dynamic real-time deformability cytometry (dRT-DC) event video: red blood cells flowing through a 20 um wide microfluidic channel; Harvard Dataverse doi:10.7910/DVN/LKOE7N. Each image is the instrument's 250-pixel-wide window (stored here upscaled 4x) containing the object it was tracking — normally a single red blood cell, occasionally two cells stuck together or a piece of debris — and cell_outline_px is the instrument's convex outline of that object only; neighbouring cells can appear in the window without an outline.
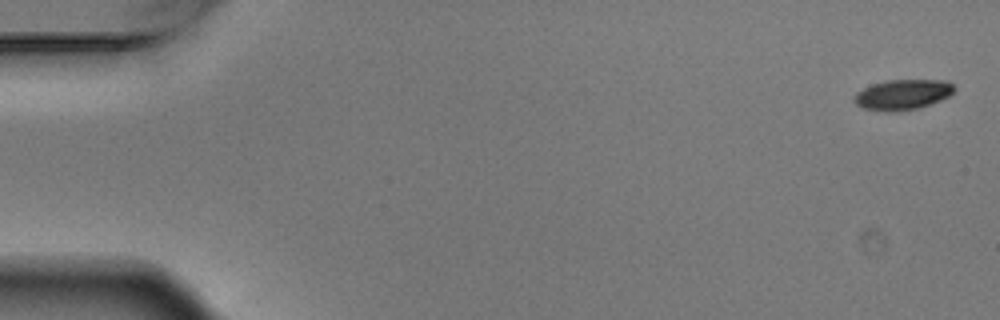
{"species": "Egyptian fruit bat (a non-hibernating species)", "species_latin": "Rousettus aegyptiacus", "temperature_condition": "warm", "stored_images_in_passage": 4, "camera_frame_rate_fps": 3000, "um_per_image_px": 0.085, "animal": {"sex": "male"}, "frame": {"image": 1, "passage_image": 1, "time_ms": 0.0, "image_size_px": [1000, 320], "cell_outline_px": [[956, 88], [948, 96], [940, 100], [916, 108], [896, 112], [888, 112], [864, 108], [856, 104], [852, 100], [852, 96], [856, 92], [872, 84], [884, 80], [948, 80]], "centroid_in_image_um": [76.68, 8.03], "position_along_channel_um": 8.3, "area_um2": 17.69}}